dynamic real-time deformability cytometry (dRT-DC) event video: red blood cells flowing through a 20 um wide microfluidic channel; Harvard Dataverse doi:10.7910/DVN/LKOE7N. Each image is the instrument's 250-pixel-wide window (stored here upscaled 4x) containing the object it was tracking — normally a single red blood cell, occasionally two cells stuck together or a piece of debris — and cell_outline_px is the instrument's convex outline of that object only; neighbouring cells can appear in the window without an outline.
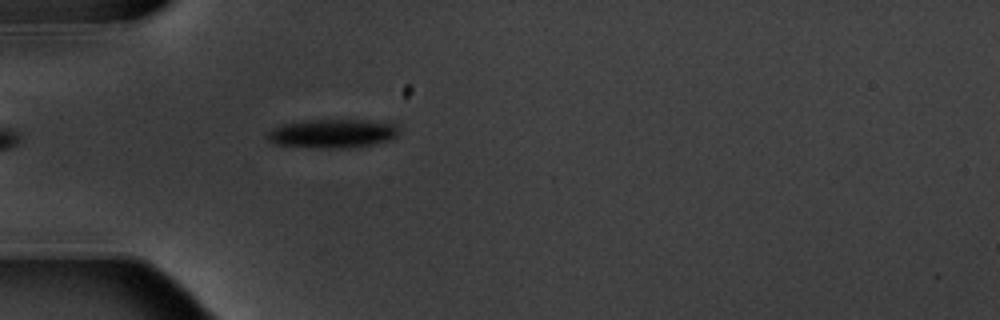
{"species": "common noctule bat (a hibernating species)", "species_latin": "Nyctalus noctula", "temperature_condition": "warm", "stored_images_in_passage": 4, "camera_frame_rate_fps": 3000, "um_per_image_px": 0.085, "animal": {"sex": "male", "body_mass_g": 20.1, "forearm_length_mm": 53.5}, "frame": {"image": 1, "passage_image": 4, "time_ms": 4.333, "image_size_px": [1000, 320], "cell_outline_px": [[400, 132], [392, 140], [376, 144], [340, 148], [320, 148], [276, 144], [268, 140], [264, 136], [268, 132], [284, 124], [308, 120], [360, 120], [396, 124]], "centroid_in_image_um": [28.3, 11.36], "position_along_channel_um": 56.7, "area_um2": 21.91}}